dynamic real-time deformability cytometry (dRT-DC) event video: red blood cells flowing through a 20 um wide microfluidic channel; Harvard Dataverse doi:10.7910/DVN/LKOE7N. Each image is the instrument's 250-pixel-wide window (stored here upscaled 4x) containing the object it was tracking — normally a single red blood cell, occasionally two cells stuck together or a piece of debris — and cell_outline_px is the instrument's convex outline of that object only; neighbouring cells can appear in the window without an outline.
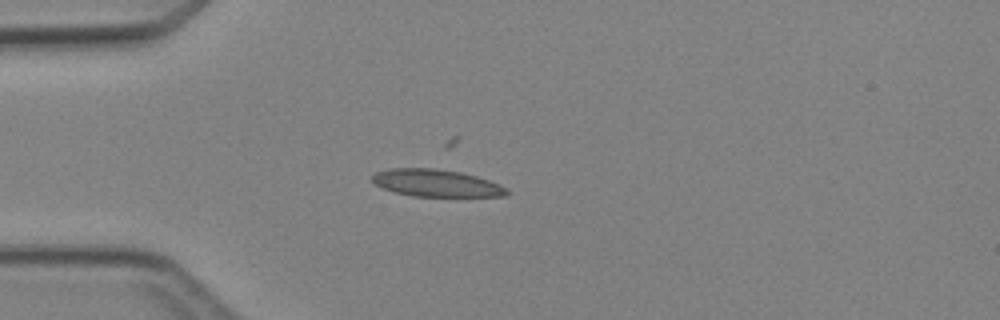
{"species": "Egyptian fruit bat (a non-hibernating species)", "species_latin": "Rousettus aegyptiacus", "temperature_condition": "cold", "stored_images_in_passage": 3, "camera_frame_rate_fps": 3000, "um_per_image_px": 0.085, "animal": {"sex": "female"}, "frame": {"image": 1, "passage_image": 3, "time_ms": 3.0, "image_size_px": [1000, 320], "cell_outline_px": [[508, 192], [504, 196], [412, 196], [396, 192], [384, 188], [376, 184], [372, 180], [372, 176], [376, 172], [392, 168], [432, 168], [460, 172], [476, 176], [488, 180], [504, 188]], "centroid_in_image_um": [37.03, 15.55], "position_along_channel_um": 48.0, "area_um2": 20.87}}